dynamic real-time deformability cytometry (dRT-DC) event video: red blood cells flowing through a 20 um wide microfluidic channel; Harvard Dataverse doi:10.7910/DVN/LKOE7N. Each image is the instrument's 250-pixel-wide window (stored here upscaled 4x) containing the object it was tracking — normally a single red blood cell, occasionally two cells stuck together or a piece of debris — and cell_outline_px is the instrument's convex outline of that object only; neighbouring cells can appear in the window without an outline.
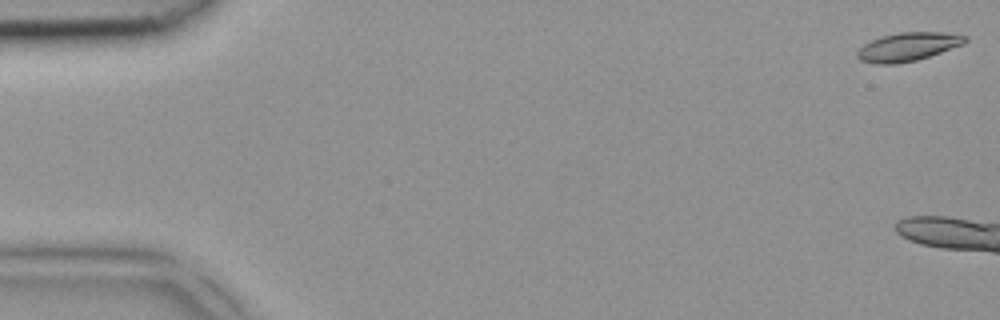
{"species": "common noctule bat (a hibernating species)", "species_latin": "Nyctalus noctula", "temperature_condition": "room temperature", "stored_images_in_passage": 4, "camera_frame_rate_fps": 3000, "um_per_image_px": 0.085, "animal": {"sex": "female", "body_mass_g": 18.4}, "frame": {"image": 1, "passage_image": 1, "time_ms": 0.0, "image_size_px": [1000, 320], "cell_outline_px": [[968, 40], [964, 44], [916, 60], [896, 64], [876, 64], [860, 60], [856, 56], [856, 52], [864, 44], [880, 36], [900, 32], [944, 32], [968, 36]], "centroid_in_image_um": [77.17, 3.97], "position_along_channel_um": 7.8, "area_um2": 17.92}}